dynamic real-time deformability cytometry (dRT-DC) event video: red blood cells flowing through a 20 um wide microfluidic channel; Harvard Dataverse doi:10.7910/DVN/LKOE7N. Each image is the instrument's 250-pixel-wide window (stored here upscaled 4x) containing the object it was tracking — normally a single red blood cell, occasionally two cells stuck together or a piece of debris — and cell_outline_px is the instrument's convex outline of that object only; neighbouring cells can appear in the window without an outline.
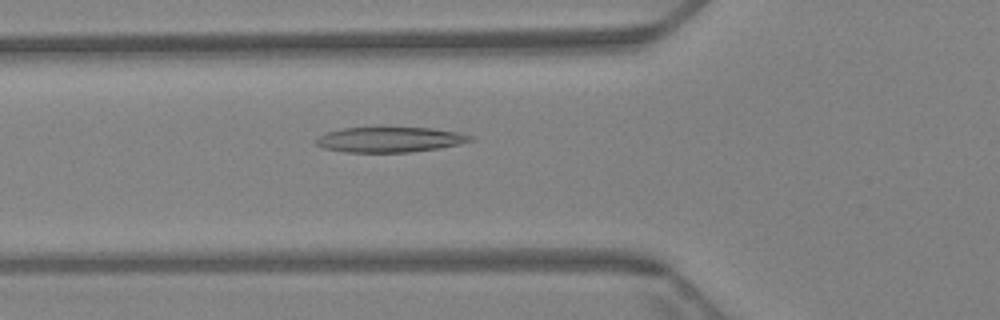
{"species": "Egyptian fruit bat (a non-hibernating species)", "species_latin": "Rousettus aegyptiacus", "temperature_condition": "warm", "stored_images_in_passage": 65, "camera_frame_rate_fps": 3000, "um_per_image_px": 0.085, "animal": {"sex": "female"}, "frame": {"image": 1, "passage_image": 24, "time_ms": 7.667, "image_size_px": [1000, 320], "cell_outline_px": [[472, 140], [440, 148], [408, 152], [344, 152], [324, 148], [316, 144], [312, 140], [328, 132], [344, 128], [380, 124], [432, 128], [456, 132], [472, 136]], "centroid_in_image_um": [33.06, 11.81], "position_along_channel_um": 92.7, "area_um2": 23.58}}
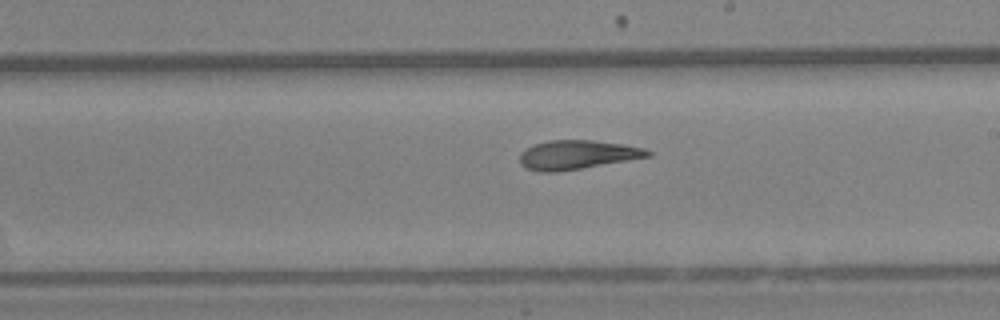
{"frame": {"image": 2, "passage_image": 38, "time_ms": 12.333, "image_size_px": [1000, 320], "cell_outline_px": [[652, 156], [556, 172], [540, 172], [528, 168], [520, 164], [520, 152], [532, 144], [548, 140], [592, 140], [620, 144], [644, 148], [652, 152]], "centroid_in_image_um": [49.02, 13.15], "position_along_channel_um": 240.0, "area_um2": 21.5}}
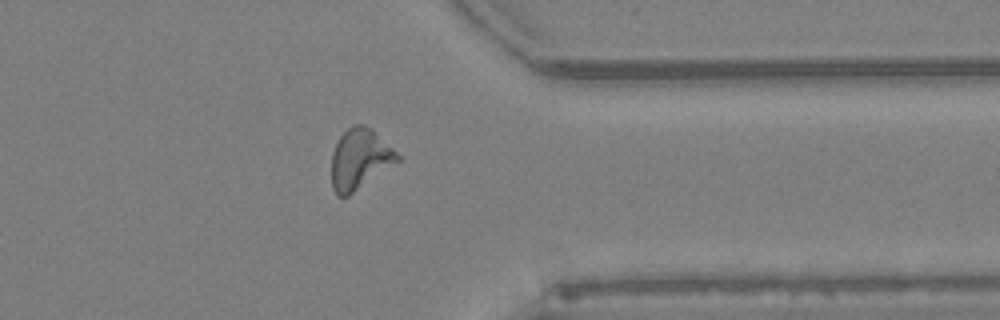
{"frame": {"image": 3, "passage_image": 52, "time_ms": 17.0, "image_size_px": [1000, 320], "cell_outline_px": [[400, 160], [348, 196], [336, 196], [332, 188], [332, 152], [340, 136], [352, 124], [364, 124], [372, 128], [400, 156]], "centroid_in_image_um": [30.56, 13.51], "position_along_channel_um": 380.8, "area_um2": 23.06}, "authors_computed_cell_mechanics": {"area_um2": 22.7732, "velocity_mm_per_s": 3.1582, "shape_relaxation_time_tau1_ms": null, "shape_relaxation_time_tau2_ms": 3.4893, "deformation_change_tau1": null, "deformation_change_tau2": 0.1204}}